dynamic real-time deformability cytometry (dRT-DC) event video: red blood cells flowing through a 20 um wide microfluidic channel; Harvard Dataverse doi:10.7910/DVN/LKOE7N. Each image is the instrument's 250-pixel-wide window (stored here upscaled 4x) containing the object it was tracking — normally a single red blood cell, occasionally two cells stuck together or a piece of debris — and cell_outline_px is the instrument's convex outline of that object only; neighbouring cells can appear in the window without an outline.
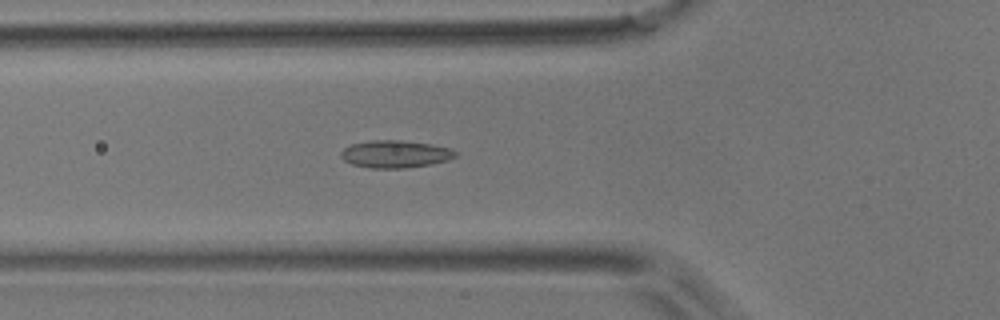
{"species": "common noctule bat (a hibernating species)", "species_latin": "Nyctalus noctula", "temperature_condition": "room temperature", "stored_images_in_passage": 44, "camera_frame_rate_fps": 3000, "um_per_image_px": 0.085, "animal": {"sex": "male", "body_mass_g": 17.9}, "frame": {"image": 1, "passage_image": 14, "time_ms": 4.333, "image_size_px": [1000, 320], "cell_outline_px": [[460, 152], [456, 156], [448, 160], [428, 164], [404, 168], [368, 168], [352, 164], [344, 160], [340, 156], [340, 152], [344, 148], [352, 144], [372, 140], [400, 140], [432, 144], [452, 148]], "centroid_in_image_um": [33.62, 13.09], "position_along_channel_um": 92.2, "area_um2": 18.38}}
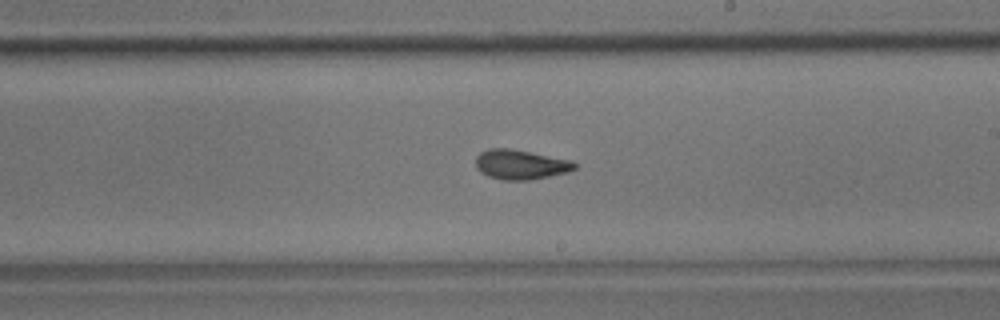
{"frame": {"image": 2, "passage_image": 26, "time_ms": 8.333, "image_size_px": [1000, 320], "cell_outline_px": [[576, 168], [568, 172], [532, 180], [504, 180], [488, 176], [480, 172], [476, 168], [476, 156], [480, 152], [488, 148], [508, 148], [572, 160], [576, 164]], "centroid_in_image_um": [44.23, 13.99], "position_along_channel_um": 244.8, "area_um2": 17.17}}
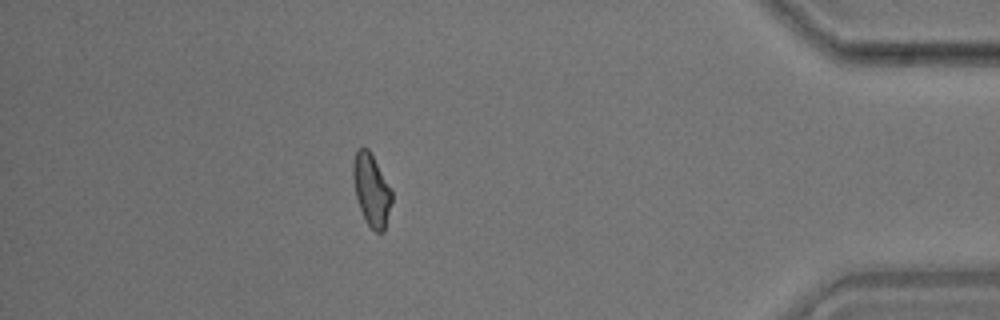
{"frame": {"image": 3, "passage_image": 42, "time_ms": 13.667, "image_size_px": [1000, 320], "cell_outline_px": [[392, 200], [384, 232], [376, 232], [364, 220], [356, 196], [352, 176], [352, 164], [356, 148], [364, 144], [368, 148], [392, 188]], "centroid_in_image_um": [31.56, 16.08], "position_along_channel_um": 403.6, "area_um2": 16.59}}